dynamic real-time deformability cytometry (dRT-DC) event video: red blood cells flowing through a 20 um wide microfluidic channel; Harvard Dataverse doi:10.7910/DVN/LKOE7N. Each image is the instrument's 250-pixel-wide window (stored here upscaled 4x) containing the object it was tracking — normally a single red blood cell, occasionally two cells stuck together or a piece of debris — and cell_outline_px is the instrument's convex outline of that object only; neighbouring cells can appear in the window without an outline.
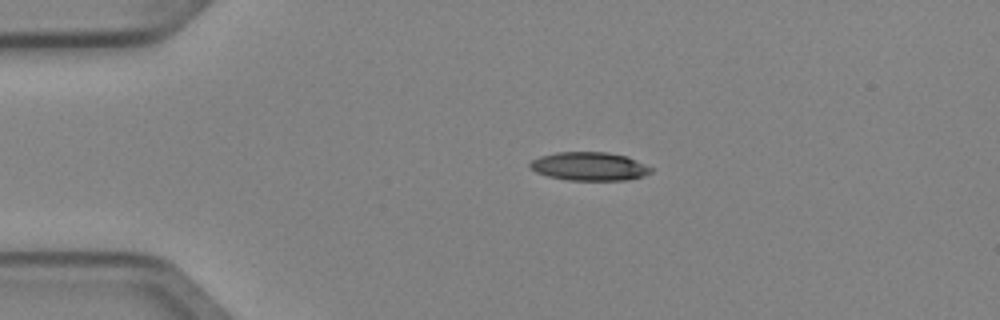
{"species": "Egyptian fruit bat (a non-hibernating species)", "species_latin": "Rousettus aegyptiacus", "temperature_condition": "cold", "stored_images_in_passage": 3, "camera_frame_rate_fps": 3000, "um_per_image_px": 0.085, "animal": {"sex": "female"}, "frame": {"image": 1, "passage_image": 2, "time_ms": 0.333, "image_size_px": [1000, 320], "cell_outline_px": [[652, 172], [644, 176], [628, 180], [568, 180], [548, 176], [536, 172], [528, 168], [528, 164], [532, 160], [540, 156], [556, 152], [608, 152], [628, 156], [652, 168]], "centroid_in_image_um": [50.08, 14.14], "position_along_channel_um": 34.9, "area_um2": 20.23}}